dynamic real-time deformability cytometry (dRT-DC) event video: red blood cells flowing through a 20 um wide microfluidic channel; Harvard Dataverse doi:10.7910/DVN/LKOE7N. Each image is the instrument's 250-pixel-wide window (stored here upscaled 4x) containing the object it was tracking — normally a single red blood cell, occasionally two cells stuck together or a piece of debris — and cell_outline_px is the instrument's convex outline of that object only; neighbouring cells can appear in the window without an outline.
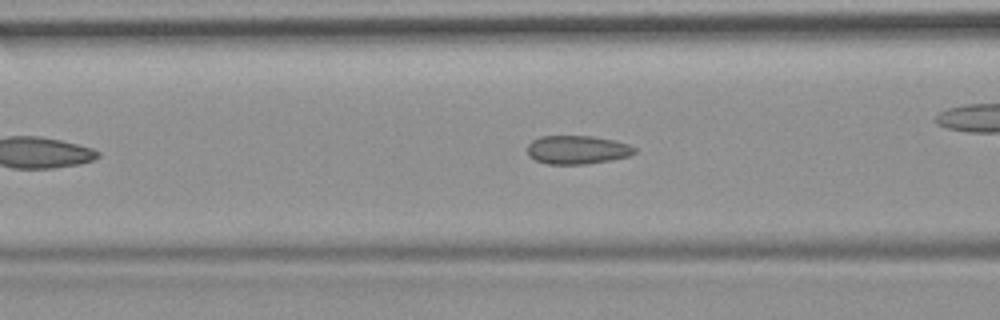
{"species": "common noctule bat (a hibernating species)", "species_latin": "Nyctalus noctula", "temperature_condition": "room temperature", "stored_images_in_passage": 18, "camera_frame_rate_fps": 3000, "um_per_image_px": 0.085, "animal": {"sex": "female", "body_mass_g": 19.9}, "frame": {"image": 1, "passage_image": 13, "time_ms": 4.0, "image_size_px": [1000, 320], "cell_outline_px": [[636, 152], [628, 156], [612, 160], [588, 164], [548, 164], [536, 160], [528, 156], [528, 144], [532, 140], [540, 136], [592, 136], [612, 140], [628, 144], [636, 148]], "centroid_in_image_um": [49.06, 12.73], "position_along_channel_um": 117.5, "area_um2": 17.86}}